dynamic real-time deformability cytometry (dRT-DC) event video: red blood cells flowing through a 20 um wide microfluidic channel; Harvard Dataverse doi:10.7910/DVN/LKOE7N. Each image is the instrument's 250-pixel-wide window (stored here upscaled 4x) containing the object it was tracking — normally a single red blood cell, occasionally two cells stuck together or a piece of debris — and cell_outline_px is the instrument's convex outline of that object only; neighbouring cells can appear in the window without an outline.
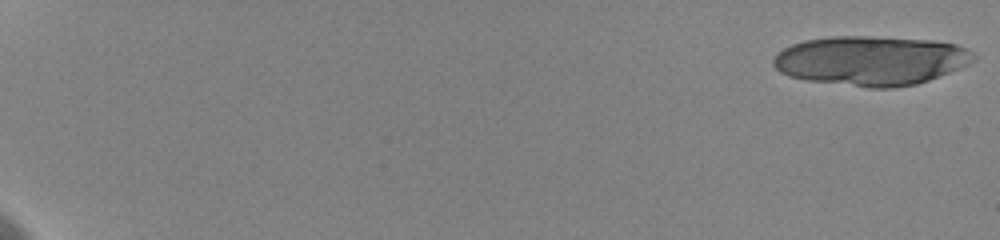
{"species": "human", "species_latin": "Homo sapiens", "temperature_condition": "cold", "stored_images_in_passage": 25, "camera_frame_rate_fps": 3000, "um_per_image_px": 0.085, "donor": {"sex": "female"}, "frame": {"image": 1, "passage_image": 1, "time_ms": 0.0, "image_size_px": [1000, 240], "cell_outline_px": [[976, 60], [960, 68], [928, 80], [916, 84], [892, 88], [868, 88], [804, 80], [788, 76], [780, 72], [772, 64], [772, 60], [784, 48], [792, 44], [804, 40], [832, 36], [868, 36], [932, 40], [956, 44], [972, 52], [976, 56]], "centroid_in_image_um": [74.02, 5.16], "position_along_channel_um": 11.0, "area_um2": 57.86}}